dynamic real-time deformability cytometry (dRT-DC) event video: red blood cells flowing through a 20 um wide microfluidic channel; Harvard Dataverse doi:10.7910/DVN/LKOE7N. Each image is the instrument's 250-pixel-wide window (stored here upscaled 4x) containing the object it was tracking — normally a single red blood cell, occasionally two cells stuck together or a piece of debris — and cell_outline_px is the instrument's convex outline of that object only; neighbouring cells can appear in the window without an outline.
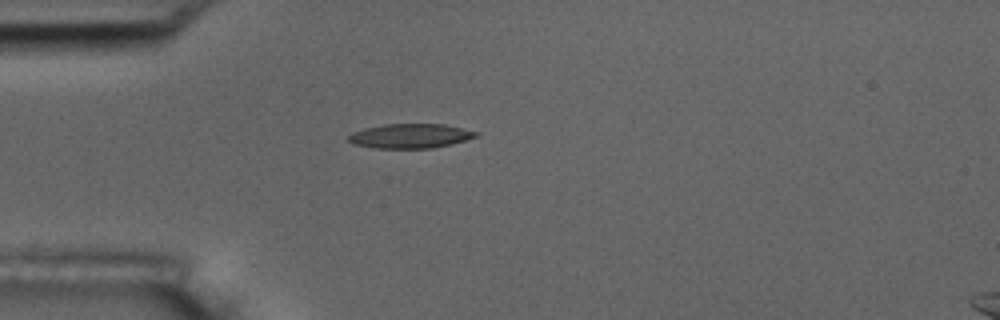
{"species": "common noctule bat (a hibernating species)", "species_latin": "Nyctalus noctula", "temperature_condition": "room temperature", "stored_images_in_passage": 2, "camera_frame_rate_fps": 3000, "um_per_image_px": 0.085, "animal": {"sex": "male", "body_mass_g": 17.5, "forearm_length_mm": 52.3}, "frame": {"image": 1, "passage_image": 1, "time_ms": 0.0, "image_size_px": [1000, 320], "cell_outline_px": [[480, 136], [452, 144], [432, 148], [376, 148], [352, 144], [348, 140], [348, 136], [352, 132], [364, 128], [384, 124], [444, 124], [480, 132]], "centroid_in_image_um": [34.9, 11.55], "position_along_channel_um": 50.1, "area_um2": 18.32}}